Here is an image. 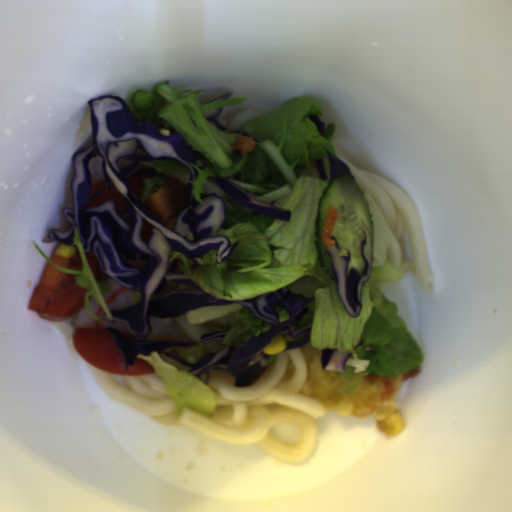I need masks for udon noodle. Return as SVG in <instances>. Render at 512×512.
<instances>
[{
	"instance_id": "obj_1",
	"label": "udon noodle",
	"mask_w": 512,
	"mask_h": 512,
	"mask_svg": "<svg viewBox=\"0 0 512 512\" xmlns=\"http://www.w3.org/2000/svg\"><path fill=\"white\" fill-rule=\"evenodd\" d=\"M287 355L295 365L290 382H278L286 370ZM95 381L113 398L152 420L192 430L237 444L256 443L281 462L300 463L310 458L317 443V419L327 414L315 399L303 396L308 377L304 351L284 350L252 386L235 387V377L210 369L206 386L215 394L210 417L183 408L179 418L175 401L156 372L123 375L126 387L111 372L90 365Z\"/></svg>"
},
{
	"instance_id": "obj_2",
	"label": "udon noodle",
	"mask_w": 512,
	"mask_h": 512,
	"mask_svg": "<svg viewBox=\"0 0 512 512\" xmlns=\"http://www.w3.org/2000/svg\"><path fill=\"white\" fill-rule=\"evenodd\" d=\"M335 153L348 166L369 204L373 222L370 268L384 264L397 267L415 278L424 291L433 293L434 278L421 222L410 195L392 180L361 171L339 151Z\"/></svg>"
},
{
	"instance_id": "obj_3",
	"label": "udon noodle",
	"mask_w": 512,
	"mask_h": 512,
	"mask_svg": "<svg viewBox=\"0 0 512 512\" xmlns=\"http://www.w3.org/2000/svg\"><path fill=\"white\" fill-rule=\"evenodd\" d=\"M227 326L225 317H220L211 322L203 324H189L187 320V313L176 318H170L167 326L157 333L147 336L155 341H175V342H191L195 343L193 346L184 347H170L159 353V357L163 362L171 364L178 371L188 372L190 368L184 366L180 362L172 360L166 356V352L171 349L179 353L185 361H189L192 364H196L204 354L206 353H217L221 346L222 340L214 341L209 343H201L200 337L204 333H213L223 330H216V327Z\"/></svg>"
},
{
	"instance_id": "obj_4",
	"label": "udon noodle",
	"mask_w": 512,
	"mask_h": 512,
	"mask_svg": "<svg viewBox=\"0 0 512 512\" xmlns=\"http://www.w3.org/2000/svg\"><path fill=\"white\" fill-rule=\"evenodd\" d=\"M266 114L261 108H250L238 112H233L232 108L222 107V113L219 117H217V121L223 126L229 127L232 129H240L247 123L254 121Z\"/></svg>"
},
{
	"instance_id": "obj_5",
	"label": "udon noodle",
	"mask_w": 512,
	"mask_h": 512,
	"mask_svg": "<svg viewBox=\"0 0 512 512\" xmlns=\"http://www.w3.org/2000/svg\"><path fill=\"white\" fill-rule=\"evenodd\" d=\"M50 323L62 334L68 345L75 350L73 343V332L76 329L66 319L62 321H50Z\"/></svg>"
}]
</instances>
